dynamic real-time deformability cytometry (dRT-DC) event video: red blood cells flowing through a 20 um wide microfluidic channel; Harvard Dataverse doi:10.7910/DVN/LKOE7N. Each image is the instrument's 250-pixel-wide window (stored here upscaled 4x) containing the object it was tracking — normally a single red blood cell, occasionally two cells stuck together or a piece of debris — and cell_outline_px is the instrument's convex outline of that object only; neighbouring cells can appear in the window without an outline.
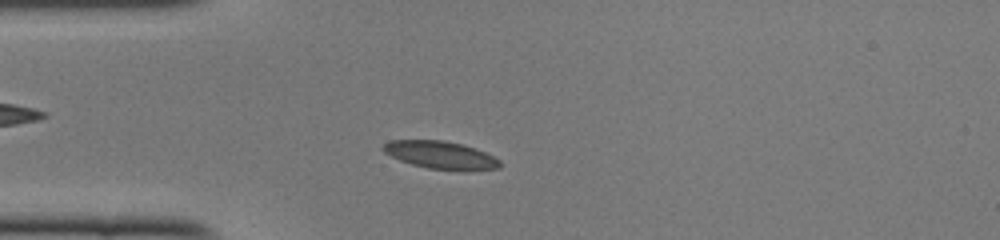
{"species": "common noctule bat (a hibernating species)", "species_latin": "Nyctalus noctula", "temperature_condition": "cold", "stored_images_in_passage": 44, "camera_frame_rate_fps": 3000, "um_per_image_px": 0.085, "animal": {"sex": "female", "body_mass_g": 22.0, "forearm_length_mm": 56.7}, "frame": {"image": 1, "passage_image": 8, "time_ms": 2.333, "image_size_px": [1000, 240], "cell_outline_px": [[500, 168], [464, 172], [428, 168], [412, 164], [400, 160], [384, 152], [380, 148], [384, 144], [392, 140], [444, 140], [464, 144], [476, 148], [500, 160]], "centroid_in_image_um": [37.49, 13.19], "position_along_channel_um": 47.5, "area_um2": 19.13}}
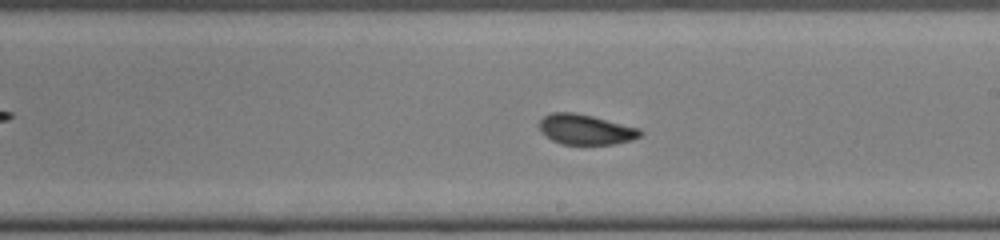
{"frame": {"image": 2, "passage_image": 23, "time_ms": 7.333, "image_size_px": [1000, 240], "cell_outline_px": [[644, 132], [640, 136], [632, 140], [616, 144], [560, 144], [552, 140], [540, 132], [540, 120], [544, 116], [552, 112], [572, 112], [592, 116], [640, 128]], "centroid_in_image_um": [49.79, 11.01], "position_along_channel_um": 239.2, "area_um2": 17.8}}
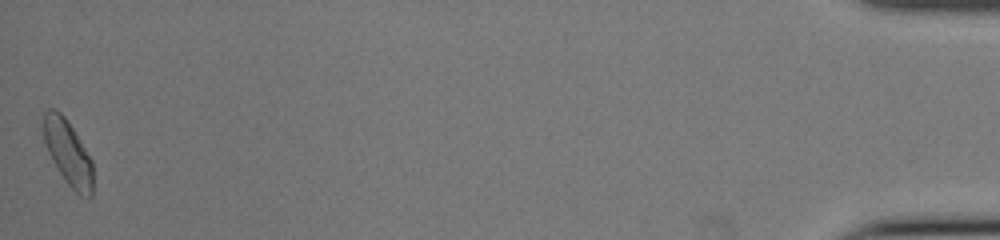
{"frame": {"image": 3, "passage_image": 44, "time_ms": 14.333, "image_size_px": [1000, 240], "cell_outline_px": [[92, 196], [80, 196], [68, 184], [52, 160], [48, 152], [44, 140], [44, 112], [48, 108], [52, 108], [60, 112], [64, 116], [72, 128], [92, 160]], "centroid_in_image_um": [5.78, 12.97], "position_along_channel_um": 429.4, "area_um2": 18.26}, "authors_computed_cell_mechanics": {"area_um2": 18.3226, "velocity_mm_per_s": 4.0862, "shape_relaxation_time_tau1_ms": 6.1724, "shape_relaxation_time_tau2_ms": 1.0876, "deformation_change_tau1": 0.1171, "deformation_change_tau2": 0.0529}}